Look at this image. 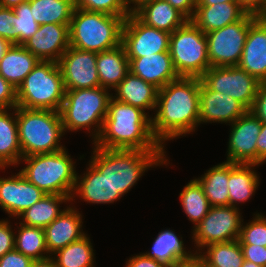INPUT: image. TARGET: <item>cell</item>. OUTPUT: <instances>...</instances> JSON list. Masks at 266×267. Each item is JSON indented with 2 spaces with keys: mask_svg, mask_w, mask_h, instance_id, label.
<instances>
[{
  "mask_svg": "<svg viewBox=\"0 0 266 267\" xmlns=\"http://www.w3.org/2000/svg\"><path fill=\"white\" fill-rule=\"evenodd\" d=\"M200 84V78L179 77L159 89L152 132L162 147L166 140L195 131L199 124Z\"/></svg>",
  "mask_w": 266,
  "mask_h": 267,
  "instance_id": "cell-1",
  "label": "cell"
},
{
  "mask_svg": "<svg viewBox=\"0 0 266 267\" xmlns=\"http://www.w3.org/2000/svg\"><path fill=\"white\" fill-rule=\"evenodd\" d=\"M94 146L104 149L165 152L153 137L152 118L140 108L111 97L100 136Z\"/></svg>",
  "mask_w": 266,
  "mask_h": 267,
  "instance_id": "cell-2",
  "label": "cell"
},
{
  "mask_svg": "<svg viewBox=\"0 0 266 267\" xmlns=\"http://www.w3.org/2000/svg\"><path fill=\"white\" fill-rule=\"evenodd\" d=\"M90 163L105 175L122 196L128 193L143 173L152 166L167 164L166 152L104 149L95 146Z\"/></svg>",
  "mask_w": 266,
  "mask_h": 267,
  "instance_id": "cell-3",
  "label": "cell"
},
{
  "mask_svg": "<svg viewBox=\"0 0 266 267\" xmlns=\"http://www.w3.org/2000/svg\"><path fill=\"white\" fill-rule=\"evenodd\" d=\"M127 17L75 8L69 24L70 47L96 53L117 47Z\"/></svg>",
  "mask_w": 266,
  "mask_h": 267,
  "instance_id": "cell-4",
  "label": "cell"
},
{
  "mask_svg": "<svg viewBox=\"0 0 266 267\" xmlns=\"http://www.w3.org/2000/svg\"><path fill=\"white\" fill-rule=\"evenodd\" d=\"M16 118L22 157L65 148L59 144L64 130L58 111L16 107Z\"/></svg>",
  "mask_w": 266,
  "mask_h": 267,
  "instance_id": "cell-5",
  "label": "cell"
},
{
  "mask_svg": "<svg viewBox=\"0 0 266 267\" xmlns=\"http://www.w3.org/2000/svg\"><path fill=\"white\" fill-rule=\"evenodd\" d=\"M108 91L107 88L101 86L65 91L59 111L64 134L67 130L77 131L85 128L89 131L90 128L95 127L92 132L93 143H95L101 134L108 104L113 95Z\"/></svg>",
  "mask_w": 266,
  "mask_h": 267,
  "instance_id": "cell-6",
  "label": "cell"
},
{
  "mask_svg": "<svg viewBox=\"0 0 266 267\" xmlns=\"http://www.w3.org/2000/svg\"><path fill=\"white\" fill-rule=\"evenodd\" d=\"M27 166L20 173L46 194L72 196L77 173L66 149L22 157Z\"/></svg>",
  "mask_w": 266,
  "mask_h": 267,
  "instance_id": "cell-7",
  "label": "cell"
},
{
  "mask_svg": "<svg viewBox=\"0 0 266 267\" xmlns=\"http://www.w3.org/2000/svg\"><path fill=\"white\" fill-rule=\"evenodd\" d=\"M65 97L57 62L39 61L17 88V107L60 111Z\"/></svg>",
  "mask_w": 266,
  "mask_h": 267,
  "instance_id": "cell-8",
  "label": "cell"
},
{
  "mask_svg": "<svg viewBox=\"0 0 266 267\" xmlns=\"http://www.w3.org/2000/svg\"><path fill=\"white\" fill-rule=\"evenodd\" d=\"M169 52L179 77L200 78L210 68L206 35L191 20L171 33Z\"/></svg>",
  "mask_w": 266,
  "mask_h": 267,
  "instance_id": "cell-9",
  "label": "cell"
},
{
  "mask_svg": "<svg viewBox=\"0 0 266 267\" xmlns=\"http://www.w3.org/2000/svg\"><path fill=\"white\" fill-rule=\"evenodd\" d=\"M257 18L256 14L248 12L239 21L205 34L210 67L239 64L249 26Z\"/></svg>",
  "mask_w": 266,
  "mask_h": 267,
  "instance_id": "cell-10",
  "label": "cell"
},
{
  "mask_svg": "<svg viewBox=\"0 0 266 267\" xmlns=\"http://www.w3.org/2000/svg\"><path fill=\"white\" fill-rule=\"evenodd\" d=\"M239 208L211 206L207 215L193 230V240L198 251L213 243L238 240L243 219Z\"/></svg>",
  "mask_w": 266,
  "mask_h": 267,
  "instance_id": "cell-11",
  "label": "cell"
},
{
  "mask_svg": "<svg viewBox=\"0 0 266 267\" xmlns=\"http://www.w3.org/2000/svg\"><path fill=\"white\" fill-rule=\"evenodd\" d=\"M200 79L210 90L237 100L248 111L261 83L238 66L210 67Z\"/></svg>",
  "mask_w": 266,
  "mask_h": 267,
  "instance_id": "cell-12",
  "label": "cell"
},
{
  "mask_svg": "<svg viewBox=\"0 0 266 267\" xmlns=\"http://www.w3.org/2000/svg\"><path fill=\"white\" fill-rule=\"evenodd\" d=\"M170 35L146 25L134 13H130L124 21L121 44L128 58H138L169 51Z\"/></svg>",
  "mask_w": 266,
  "mask_h": 267,
  "instance_id": "cell-13",
  "label": "cell"
},
{
  "mask_svg": "<svg viewBox=\"0 0 266 267\" xmlns=\"http://www.w3.org/2000/svg\"><path fill=\"white\" fill-rule=\"evenodd\" d=\"M97 53L69 47L57 62L65 91L100 87Z\"/></svg>",
  "mask_w": 266,
  "mask_h": 267,
  "instance_id": "cell-14",
  "label": "cell"
},
{
  "mask_svg": "<svg viewBox=\"0 0 266 267\" xmlns=\"http://www.w3.org/2000/svg\"><path fill=\"white\" fill-rule=\"evenodd\" d=\"M262 122L247 111L231 124L227 162L257 165V139Z\"/></svg>",
  "mask_w": 266,
  "mask_h": 267,
  "instance_id": "cell-15",
  "label": "cell"
},
{
  "mask_svg": "<svg viewBox=\"0 0 266 267\" xmlns=\"http://www.w3.org/2000/svg\"><path fill=\"white\" fill-rule=\"evenodd\" d=\"M40 61L58 62L70 47L69 24H42L38 30L22 44Z\"/></svg>",
  "mask_w": 266,
  "mask_h": 267,
  "instance_id": "cell-16",
  "label": "cell"
},
{
  "mask_svg": "<svg viewBox=\"0 0 266 267\" xmlns=\"http://www.w3.org/2000/svg\"><path fill=\"white\" fill-rule=\"evenodd\" d=\"M46 193L30 183L19 171L7 178L0 177V206L10 216H19Z\"/></svg>",
  "mask_w": 266,
  "mask_h": 267,
  "instance_id": "cell-17",
  "label": "cell"
},
{
  "mask_svg": "<svg viewBox=\"0 0 266 267\" xmlns=\"http://www.w3.org/2000/svg\"><path fill=\"white\" fill-rule=\"evenodd\" d=\"M247 111L237 100L210 90L201 81L199 124L212 121L232 124Z\"/></svg>",
  "mask_w": 266,
  "mask_h": 267,
  "instance_id": "cell-18",
  "label": "cell"
},
{
  "mask_svg": "<svg viewBox=\"0 0 266 267\" xmlns=\"http://www.w3.org/2000/svg\"><path fill=\"white\" fill-rule=\"evenodd\" d=\"M128 59L129 71L158 89L179 78L169 51Z\"/></svg>",
  "mask_w": 266,
  "mask_h": 267,
  "instance_id": "cell-19",
  "label": "cell"
},
{
  "mask_svg": "<svg viewBox=\"0 0 266 267\" xmlns=\"http://www.w3.org/2000/svg\"><path fill=\"white\" fill-rule=\"evenodd\" d=\"M259 82H266V25L257 18L250 26L237 65Z\"/></svg>",
  "mask_w": 266,
  "mask_h": 267,
  "instance_id": "cell-20",
  "label": "cell"
},
{
  "mask_svg": "<svg viewBox=\"0 0 266 267\" xmlns=\"http://www.w3.org/2000/svg\"><path fill=\"white\" fill-rule=\"evenodd\" d=\"M81 216L76 208L67 207L44 228L49 256L86 235L85 232H82L83 222Z\"/></svg>",
  "mask_w": 266,
  "mask_h": 267,
  "instance_id": "cell-21",
  "label": "cell"
},
{
  "mask_svg": "<svg viewBox=\"0 0 266 267\" xmlns=\"http://www.w3.org/2000/svg\"><path fill=\"white\" fill-rule=\"evenodd\" d=\"M247 13L248 11L238 2L196 5L194 15L190 20L206 34L239 21Z\"/></svg>",
  "mask_w": 266,
  "mask_h": 267,
  "instance_id": "cell-22",
  "label": "cell"
},
{
  "mask_svg": "<svg viewBox=\"0 0 266 267\" xmlns=\"http://www.w3.org/2000/svg\"><path fill=\"white\" fill-rule=\"evenodd\" d=\"M86 172L83 177L77 175L71 201L75 198V193L84 201L94 204H110L122 197V194L113 188L106 176L101 175L91 163Z\"/></svg>",
  "mask_w": 266,
  "mask_h": 267,
  "instance_id": "cell-23",
  "label": "cell"
},
{
  "mask_svg": "<svg viewBox=\"0 0 266 267\" xmlns=\"http://www.w3.org/2000/svg\"><path fill=\"white\" fill-rule=\"evenodd\" d=\"M114 90L116 94L112 97L120 102L143 111L156 110L159 89L130 71Z\"/></svg>",
  "mask_w": 266,
  "mask_h": 267,
  "instance_id": "cell-24",
  "label": "cell"
},
{
  "mask_svg": "<svg viewBox=\"0 0 266 267\" xmlns=\"http://www.w3.org/2000/svg\"><path fill=\"white\" fill-rule=\"evenodd\" d=\"M134 14L146 25L168 33H172L189 20L166 0L146 3Z\"/></svg>",
  "mask_w": 266,
  "mask_h": 267,
  "instance_id": "cell-25",
  "label": "cell"
},
{
  "mask_svg": "<svg viewBox=\"0 0 266 267\" xmlns=\"http://www.w3.org/2000/svg\"><path fill=\"white\" fill-rule=\"evenodd\" d=\"M96 68L100 86L114 90L129 72V59L123 45L97 53Z\"/></svg>",
  "mask_w": 266,
  "mask_h": 267,
  "instance_id": "cell-26",
  "label": "cell"
},
{
  "mask_svg": "<svg viewBox=\"0 0 266 267\" xmlns=\"http://www.w3.org/2000/svg\"><path fill=\"white\" fill-rule=\"evenodd\" d=\"M39 61L23 45L12 44L0 60V75L17 90Z\"/></svg>",
  "mask_w": 266,
  "mask_h": 267,
  "instance_id": "cell-27",
  "label": "cell"
},
{
  "mask_svg": "<svg viewBox=\"0 0 266 267\" xmlns=\"http://www.w3.org/2000/svg\"><path fill=\"white\" fill-rule=\"evenodd\" d=\"M256 164L229 162V206L237 207V203L246 202L259 186V177L254 172Z\"/></svg>",
  "mask_w": 266,
  "mask_h": 267,
  "instance_id": "cell-28",
  "label": "cell"
},
{
  "mask_svg": "<svg viewBox=\"0 0 266 267\" xmlns=\"http://www.w3.org/2000/svg\"><path fill=\"white\" fill-rule=\"evenodd\" d=\"M13 109V113H9V109L0 110V169L2 170L7 166L20 164L22 158L16 107Z\"/></svg>",
  "mask_w": 266,
  "mask_h": 267,
  "instance_id": "cell-29",
  "label": "cell"
},
{
  "mask_svg": "<svg viewBox=\"0 0 266 267\" xmlns=\"http://www.w3.org/2000/svg\"><path fill=\"white\" fill-rule=\"evenodd\" d=\"M150 252L143 253L168 267H175L180 261L193 258L196 253L185 250L183 241L172 230H163L158 233Z\"/></svg>",
  "mask_w": 266,
  "mask_h": 267,
  "instance_id": "cell-30",
  "label": "cell"
},
{
  "mask_svg": "<svg viewBox=\"0 0 266 267\" xmlns=\"http://www.w3.org/2000/svg\"><path fill=\"white\" fill-rule=\"evenodd\" d=\"M70 200L71 196L45 194L38 202L18 216L23 220L20 223L44 229L65 210L59 209V204Z\"/></svg>",
  "mask_w": 266,
  "mask_h": 267,
  "instance_id": "cell-31",
  "label": "cell"
},
{
  "mask_svg": "<svg viewBox=\"0 0 266 267\" xmlns=\"http://www.w3.org/2000/svg\"><path fill=\"white\" fill-rule=\"evenodd\" d=\"M196 180L201 184L210 206H229V162L215 165Z\"/></svg>",
  "mask_w": 266,
  "mask_h": 267,
  "instance_id": "cell-32",
  "label": "cell"
},
{
  "mask_svg": "<svg viewBox=\"0 0 266 267\" xmlns=\"http://www.w3.org/2000/svg\"><path fill=\"white\" fill-rule=\"evenodd\" d=\"M39 24H70L75 5L73 0H27Z\"/></svg>",
  "mask_w": 266,
  "mask_h": 267,
  "instance_id": "cell-33",
  "label": "cell"
},
{
  "mask_svg": "<svg viewBox=\"0 0 266 267\" xmlns=\"http://www.w3.org/2000/svg\"><path fill=\"white\" fill-rule=\"evenodd\" d=\"M206 248L207 252L196 250L195 253L210 267H242L243 265L244 255L238 240L213 243Z\"/></svg>",
  "mask_w": 266,
  "mask_h": 267,
  "instance_id": "cell-34",
  "label": "cell"
},
{
  "mask_svg": "<svg viewBox=\"0 0 266 267\" xmlns=\"http://www.w3.org/2000/svg\"><path fill=\"white\" fill-rule=\"evenodd\" d=\"M87 234L54 253L57 267H94V250Z\"/></svg>",
  "mask_w": 266,
  "mask_h": 267,
  "instance_id": "cell-35",
  "label": "cell"
},
{
  "mask_svg": "<svg viewBox=\"0 0 266 267\" xmlns=\"http://www.w3.org/2000/svg\"><path fill=\"white\" fill-rule=\"evenodd\" d=\"M19 224L18 234L15 235L14 249L30 257L32 260H41L50 257L47 255L48 251L44 229Z\"/></svg>",
  "mask_w": 266,
  "mask_h": 267,
  "instance_id": "cell-36",
  "label": "cell"
},
{
  "mask_svg": "<svg viewBox=\"0 0 266 267\" xmlns=\"http://www.w3.org/2000/svg\"><path fill=\"white\" fill-rule=\"evenodd\" d=\"M179 196L185 214L195 227L207 215L211 207L201 184L196 179L191 180Z\"/></svg>",
  "mask_w": 266,
  "mask_h": 267,
  "instance_id": "cell-37",
  "label": "cell"
},
{
  "mask_svg": "<svg viewBox=\"0 0 266 267\" xmlns=\"http://www.w3.org/2000/svg\"><path fill=\"white\" fill-rule=\"evenodd\" d=\"M75 8L102 12L113 16H128V0H74Z\"/></svg>",
  "mask_w": 266,
  "mask_h": 267,
  "instance_id": "cell-38",
  "label": "cell"
},
{
  "mask_svg": "<svg viewBox=\"0 0 266 267\" xmlns=\"http://www.w3.org/2000/svg\"><path fill=\"white\" fill-rule=\"evenodd\" d=\"M241 226L240 244H253L266 247V217L257 213L252 221Z\"/></svg>",
  "mask_w": 266,
  "mask_h": 267,
  "instance_id": "cell-39",
  "label": "cell"
},
{
  "mask_svg": "<svg viewBox=\"0 0 266 267\" xmlns=\"http://www.w3.org/2000/svg\"><path fill=\"white\" fill-rule=\"evenodd\" d=\"M17 15L18 45H22L38 30L39 24L35 21L30 3L28 1L20 3L13 8Z\"/></svg>",
  "mask_w": 266,
  "mask_h": 267,
  "instance_id": "cell-40",
  "label": "cell"
},
{
  "mask_svg": "<svg viewBox=\"0 0 266 267\" xmlns=\"http://www.w3.org/2000/svg\"><path fill=\"white\" fill-rule=\"evenodd\" d=\"M0 37L18 45L17 15L12 8L0 6Z\"/></svg>",
  "mask_w": 266,
  "mask_h": 267,
  "instance_id": "cell-41",
  "label": "cell"
},
{
  "mask_svg": "<svg viewBox=\"0 0 266 267\" xmlns=\"http://www.w3.org/2000/svg\"><path fill=\"white\" fill-rule=\"evenodd\" d=\"M17 107V90L0 75V110Z\"/></svg>",
  "mask_w": 266,
  "mask_h": 267,
  "instance_id": "cell-42",
  "label": "cell"
},
{
  "mask_svg": "<svg viewBox=\"0 0 266 267\" xmlns=\"http://www.w3.org/2000/svg\"><path fill=\"white\" fill-rule=\"evenodd\" d=\"M15 232L8 220L0 221V258L15 248Z\"/></svg>",
  "mask_w": 266,
  "mask_h": 267,
  "instance_id": "cell-43",
  "label": "cell"
},
{
  "mask_svg": "<svg viewBox=\"0 0 266 267\" xmlns=\"http://www.w3.org/2000/svg\"><path fill=\"white\" fill-rule=\"evenodd\" d=\"M244 260L266 267V247L253 244H240Z\"/></svg>",
  "mask_w": 266,
  "mask_h": 267,
  "instance_id": "cell-44",
  "label": "cell"
},
{
  "mask_svg": "<svg viewBox=\"0 0 266 267\" xmlns=\"http://www.w3.org/2000/svg\"><path fill=\"white\" fill-rule=\"evenodd\" d=\"M32 259L15 249L0 258V267H30Z\"/></svg>",
  "mask_w": 266,
  "mask_h": 267,
  "instance_id": "cell-45",
  "label": "cell"
},
{
  "mask_svg": "<svg viewBox=\"0 0 266 267\" xmlns=\"http://www.w3.org/2000/svg\"><path fill=\"white\" fill-rule=\"evenodd\" d=\"M262 123H266V82H261L257 95L254 99L252 108L250 109Z\"/></svg>",
  "mask_w": 266,
  "mask_h": 267,
  "instance_id": "cell-46",
  "label": "cell"
},
{
  "mask_svg": "<svg viewBox=\"0 0 266 267\" xmlns=\"http://www.w3.org/2000/svg\"><path fill=\"white\" fill-rule=\"evenodd\" d=\"M126 267H168L164 263L144 255L133 256L129 258Z\"/></svg>",
  "mask_w": 266,
  "mask_h": 267,
  "instance_id": "cell-47",
  "label": "cell"
},
{
  "mask_svg": "<svg viewBox=\"0 0 266 267\" xmlns=\"http://www.w3.org/2000/svg\"><path fill=\"white\" fill-rule=\"evenodd\" d=\"M174 8L182 12L189 20L193 17L197 0H166Z\"/></svg>",
  "mask_w": 266,
  "mask_h": 267,
  "instance_id": "cell-48",
  "label": "cell"
},
{
  "mask_svg": "<svg viewBox=\"0 0 266 267\" xmlns=\"http://www.w3.org/2000/svg\"><path fill=\"white\" fill-rule=\"evenodd\" d=\"M266 161V123H262L257 139V166Z\"/></svg>",
  "mask_w": 266,
  "mask_h": 267,
  "instance_id": "cell-49",
  "label": "cell"
},
{
  "mask_svg": "<svg viewBox=\"0 0 266 267\" xmlns=\"http://www.w3.org/2000/svg\"><path fill=\"white\" fill-rule=\"evenodd\" d=\"M237 1L246 11L256 15L266 5V0H237Z\"/></svg>",
  "mask_w": 266,
  "mask_h": 267,
  "instance_id": "cell-50",
  "label": "cell"
},
{
  "mask_svg": "<svg viewBox=\"0 0 266 267\" xmlns=\"http://www.w3.org/2000/svg\"><path fill=\"white\" fill-rule=\"evenodd\" d=\"M175 267H206V264L196 254L193 258L180 261Z\"/></svg>",
  "mask_w": 266,
  "mask_h": 267,
  "instance_id": "cell-51",
  "label": "cell"
},
{
  "mask_svg": "<svg viewBox=\"0 0 266 267\" xmlns=\"http://www.w3.org/2000/svg\"><path fill=\"white\" fill-rule=\"evenodd\" d=\"M30 267H57L53 257L33 260Z\"/></svg>",
  "mask_w": 266,
  "mask_h": 267,
  "instance_id": "cell-52",
  "label": "cell"
},
{
  "mask_svg": "<svg viewBox=\"0 0 266 267\" xmlns=\"http://www.w3.org/2000/svg\"><path fill=\"white\" fill-rule=\"evenodd\" d=\"M156 1V0H128V9L130 13H135L141 6L146 3ZM134 4V7L129 6L130 4ZM131 7V8H130Z\"/></svg>",
  "mask_w": 266,
  "mask_h": 267,
  "instance_id": "cell-53",
  "label": "cell"
},
{
  "mask_svg": "<svg viewBox=\"0 0 266 267\" xmlns=\"http://www.w3.org/2000/svg\"><path fill=\"white\" fill-rule=\"evenodd\" d=\"M25 1L27 0H0V6L13 9L14 7Z\"/></svg>",
  "mask_w": 266,
  "mask_h": 267,
  "instance_id": "cell-54",
  "label": "cell"
},
{
  "mask_svg": "<svg viewBox=\"0 0 266 267\" xmlns=\"http://www.w3.org/2000/svg\"><path fill=\"white\" fill-rule=\"evenodd\" d=\"M11 43L0 37V60L3 58L7 50L11 47Z\"/></svg>",
  "mask_w": 266,
  "mask_h": 267,
  "instance_id": "cell-55",
  "label": "cell"
},
{
  "mask_svg": "<svg viewBox=\"0 0 266 267\" xmlns=\"http://www.w3.org/2000/svg\"><path fill=\"white\" fill-rule=\"evenodd\" d=\"M225 2H238L237 0H197V5H214Z\"/></svg>",
  "mask_w": 266,
  "mask_h": 267,
  "instance_id": "cell-56",
  "label": "cell"
},
{
  "mask_svg": "<svg viewBox=\"0 0 266 267\" xmlns=\"http://www.w3.org/2000/svg\"><path fill=\"white\" fill-rule=\"evenodd\" d=\"M258 18L266 25V5L263 9L257 14Z\"/></svg>",
  "mask_w": 266,
  "mask_h": 267,
  "instance_id": "cell-57",
  "label": "cell"
},
{
  "mask_svg": "<svg viewBox=\"0 0 266 267\" xmlns=\"http://www.w3.org/2000/svg\"><path fill=\"white\" fill-rule=\"evenodd\" d=\"M242 267H263V266L244 260Z\"/></svg>",
  "mask_w": 266,
  "mask_h": 267,
  "instance_id": "cell-58",
  "label": "cell"
}]
</instances>
